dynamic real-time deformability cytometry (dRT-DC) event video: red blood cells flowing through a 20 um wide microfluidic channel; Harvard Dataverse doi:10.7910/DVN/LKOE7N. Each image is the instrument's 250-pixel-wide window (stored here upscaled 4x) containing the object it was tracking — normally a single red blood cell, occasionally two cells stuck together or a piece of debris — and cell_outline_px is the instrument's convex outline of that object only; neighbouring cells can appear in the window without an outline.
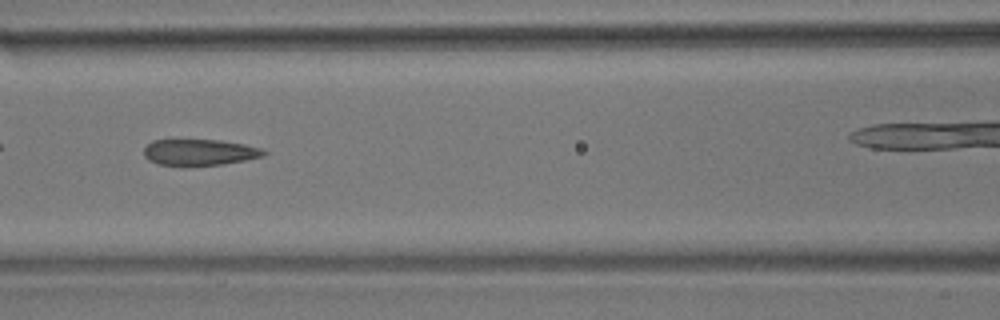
{"species": "common noctule bat (a hibernating species)", "species_latin": "Nyctalus noctula", "temperature_condition": "room temperature", "stored_images_in_passage": 30, "camera_frame_rate_fps": 3000, "um_per_image_px": 0.085, "animal": {"sex": "male", "body_mass_g": 17.9}, "frame": {"image": 1, "passage_image": 9, "time_ms": 2.667, "image_size_px": [1000, 320], "cell_outline_px": [[268, 152], [264, 156], [224, 164], [180, 168], [156, 164], [148, 160], [144, 156], [144, 148], [152, 140], [220, 140], [244, 144], [260, 148]], "centroid_in_image_um": [16.91, 12.98], "position_along_channel_um": 149.7, "area_um2": 18.9}}
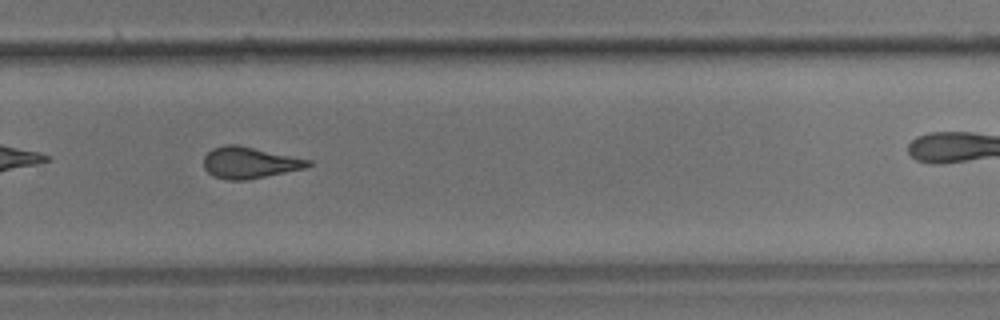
{"frame": {"image": 2, "passage_image": 22, "time_ms": 7.0, "image_size_px": [1000, 320], "cell_outline_px": [[312, 164], [308, 168], [244, 180], [228, 180], [212, 176], [204, 168], [204, 156], [212, 148], [224, 144], [236, 144], [312, 160]], "centroid_in_image_um": [21.21, 13.82], "position_along_channel_um": 308.6, "area_um2": 19.19}}